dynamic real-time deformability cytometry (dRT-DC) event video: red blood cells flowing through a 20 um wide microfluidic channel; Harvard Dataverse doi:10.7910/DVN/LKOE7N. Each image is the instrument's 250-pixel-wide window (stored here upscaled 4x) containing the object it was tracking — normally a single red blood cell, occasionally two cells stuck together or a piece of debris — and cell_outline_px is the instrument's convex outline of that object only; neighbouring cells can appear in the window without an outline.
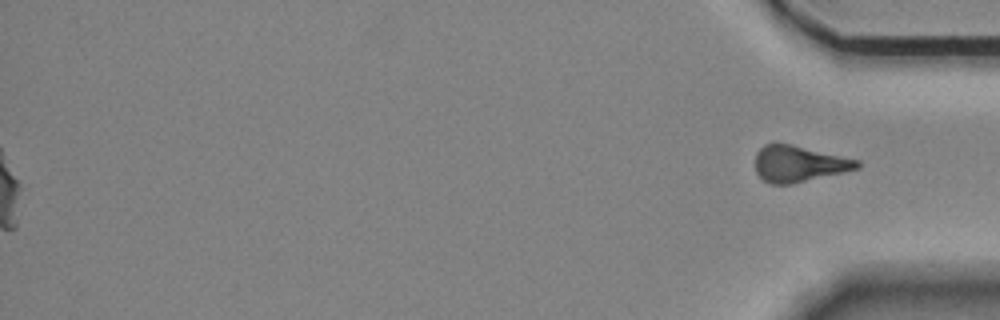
{"species": "Egyptian fruit bat (a non-hibernating species)", "species_latin": "Rousettus aegyptiacus", "temperature_condition": "room temperature", "stored_images_in_passage": 51, "segment_of_instrument_passage": [2, 2], "camera_frame_rate_fps": 3000, "um_per_image_px": 0.085, "animal": {"sex": "female"}, "frame": {"image": 1, "passage_image": 51, "time_ms": 16.667, "image_size_px": [1000, 320], "cell_outline_px": [[860, 168], [844, 172], [792, 184], [772, 184], [764, 180], [756, 172], [756, 152], [764, 144], [772, 140], [776, 140], [860, 160]], "centroid_in_image_um": [67.89, 13.88], "position_along_channel_um": 367.3, "area_um2": 21.96}}